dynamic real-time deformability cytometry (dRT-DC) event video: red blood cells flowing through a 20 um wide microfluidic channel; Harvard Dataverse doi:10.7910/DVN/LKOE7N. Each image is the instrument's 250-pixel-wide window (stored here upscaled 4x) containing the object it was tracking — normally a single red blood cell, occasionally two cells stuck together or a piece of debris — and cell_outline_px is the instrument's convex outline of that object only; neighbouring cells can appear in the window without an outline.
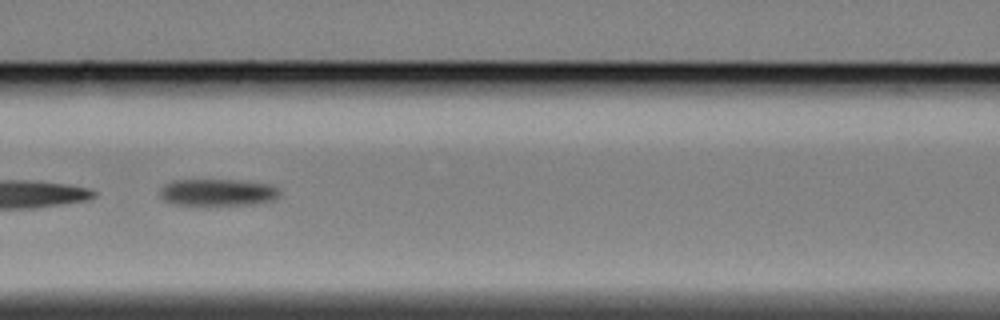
{"species": "Egyptian fruit bat (a non-hibernating species)", "species_latin": "Rousettus aegyptiacus", "temperature_condition": "cold", "stored_images_in_passage": 20, "camera_frame_rate_fps": 3000, "um_per_image_px": 0.085, "animal": {"sex": "female"}, "frame": {"image": 1, "passage_image": 9, "time_ms": 2.667, "image_size_px": [1000, 320], "cell_outline_px": [[280, 192], [272, 200], [252, 204], [176, 204], [164, 200], [160, 196], [160, 188], [164, 184], [172, 180], [236, 180], [268, 184], [276, 188]], "centroid_in_image_um": [18.44, 16.33], "position_along_channel_um": 148.2, "area_um2": 18.32}}